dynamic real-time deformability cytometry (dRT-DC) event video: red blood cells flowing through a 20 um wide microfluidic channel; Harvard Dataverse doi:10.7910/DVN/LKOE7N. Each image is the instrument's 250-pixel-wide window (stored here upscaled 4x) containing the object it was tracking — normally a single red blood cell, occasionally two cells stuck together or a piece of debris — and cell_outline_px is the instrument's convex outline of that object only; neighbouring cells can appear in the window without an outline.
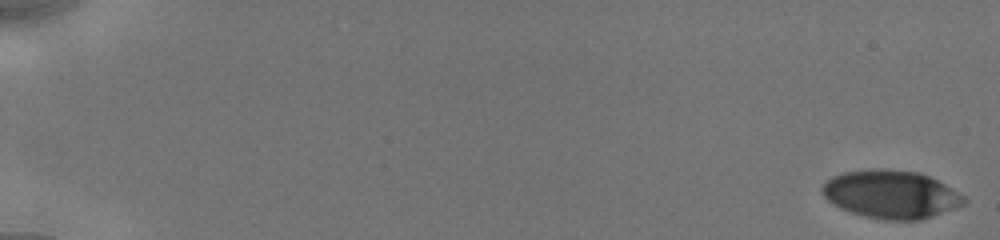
{"species": "human", "species_latin": "Homo sapiens", "temperature_condition": "cold", "stored_images_in_passage": 28, "camera_frame_rate_fps": 3000, "um_per_image_px": 0.085, "donor": {"sex": "male"}, "frame": {"image": 1, "passage_image": 1, "time_ms": 0.0, "image_size_px": [1000, 240], "cell_outline_px": [[968, 200], [964, 204], [956, 208], [920, 220], [884, 220], [864, 216], [840, 208], [832, 204], [824, 196], [820, 188], [824, 180], [832, 176], [844, 172], [868, 168], [888, 168], [920, 172], [944, 184], [964, 196]], "centroid_in_image_um": [75.7, 16.5], "position_along_channel_um": 9.3, "area_um2": 40.11}}
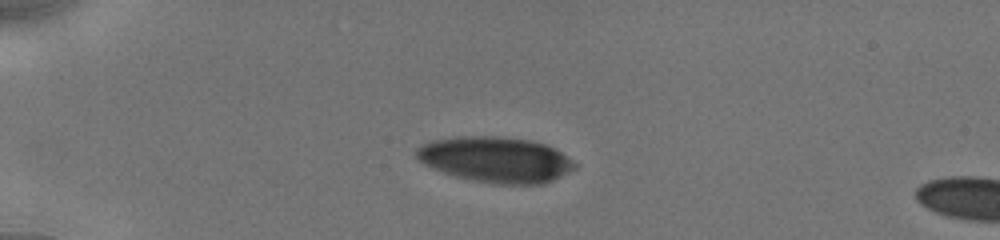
{"frame": {"image": 2, "passage_image": 23, "time_ms": 4.667, "image_size_px": [1000, 240], "cell_outline_px": [[580, 164], [576, 168], [552, 180], [540, 184], [500, 184], [472, 180], [456, 176], [432, 168], [424, 164], [416, 156], [416, 148], [432, 140], [452, 136], [500, 136], [532, 140], [556, 148]], "centroid_in_image_um": [42.17, 13.55], "position_along_channel_um": 42.8, "area_um2": 42.31}}